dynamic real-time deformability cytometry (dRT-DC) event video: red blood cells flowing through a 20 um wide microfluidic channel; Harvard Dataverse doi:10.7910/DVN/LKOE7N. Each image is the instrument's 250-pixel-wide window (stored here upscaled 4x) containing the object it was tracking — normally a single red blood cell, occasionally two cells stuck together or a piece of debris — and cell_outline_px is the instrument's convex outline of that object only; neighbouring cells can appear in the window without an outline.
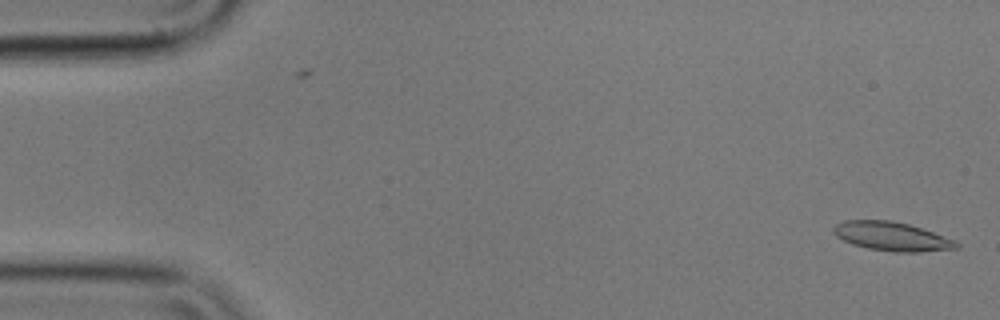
{"species": "common noctule bat (a hibernating species)", "species_latin": "Nyctalus noctula", "temperature_condition": "cold", "stored_images_in_passage": 55, "camera_frame_rate_fps": 3000, "um_per_image_px": 0.085, "animal": {"sex": "male", "body_mass_g": 17.9}, "frame": {"image": 1, "passage_image": 1, "time_ms": 0.0, "image_size_px": [1000, 320], "cell_outline_px": [[960, 248], [920, 252], [892, 252], [868, 248], [852, 244], [836, 236], [832, 232], [832, 228], [836, 224], [844, 220], [892, 220], [908, 224], [956, 240], [960, 244]], "centroid_in_image_um": [75.8, 20.1], "position_along_channel_um": 9.2, "area_um2": 20.75}}
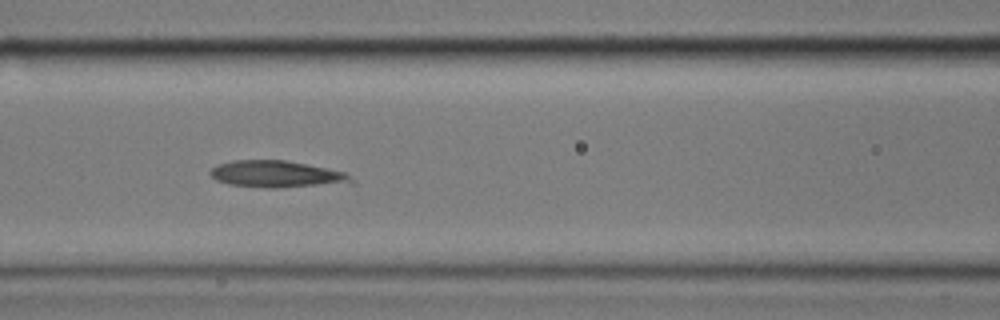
{"frame": {"image": 2, "passage_image": 23, "time_ms": 7.333, "image_size_px": [1000, 320], "cell_outline_px": [[356, 184], [276, 188], [264, 188], [228, 184], [216, 180], [208, 172], [216, 164], [232, 160], [284, 160], [344, 172], [356, 180]], "centroid_in_image_um": [23.55, 14.82], "position_along_channel_um": 143.0, "area_um2": 22.37}}
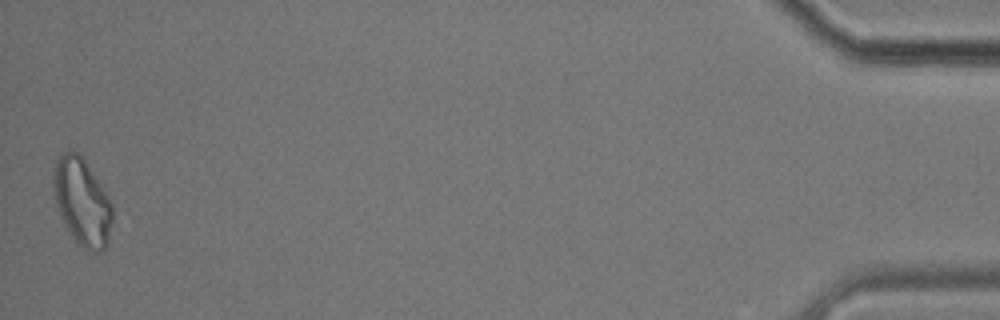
{"frame": {"image": 3, "passage_image": 55, "time_ms": 18.0, "image_size_px": [1000, 320], "cell_outline_px": [[112, 220], [108, 244], [100, 252], [92, 252], [76, 244], [64, 224], [56, 208], [52, 180], [56, 160], [64, 152], [80, 152], [108, 196], [112, 204]], "centroid_in_image_um": [6.97, 17.19], "position_along_channel_um": 428.2, "area_um2": 30.17}}